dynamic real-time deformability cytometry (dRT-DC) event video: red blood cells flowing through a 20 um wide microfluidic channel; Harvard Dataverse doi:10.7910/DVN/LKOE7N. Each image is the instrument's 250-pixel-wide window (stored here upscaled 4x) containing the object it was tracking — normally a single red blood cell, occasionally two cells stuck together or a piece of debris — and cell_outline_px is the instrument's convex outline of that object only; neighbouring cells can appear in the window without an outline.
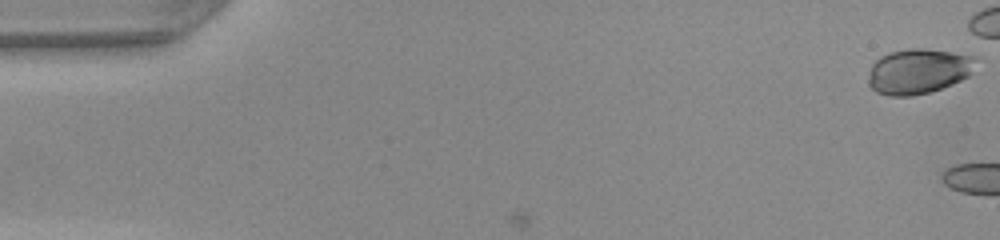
{"species": "common noctule bat (a hibernating species)", "species_latin": "Nyctalus noctula", "temperature_condition": "warm", "stored_images_in_passage": 6, "camera_frame_rate_fps": 3000, "um_per_image_px": 0.085, "animal": {"sex": "female", "body_mass_g": 22.0, "forearm_length_mm": 56.7}, "frame": {"image": 1, "passage_image": 1, "time_ms": 0.0, "image_size_px": [1000, 240], "cell_outline_px": [[976, 56], [968, 76], [952, 84], [928, 92], [912, 96], [888, 96], [876, 92], [868, 84], [868, 80], [872, 64], [880, 56], [888, 52], [908, 48], [924, 48]], "centroid_in_image_um": [78.0, 6.05], "position_along_channel_um": 7.0, "area_um2": 28.09}}